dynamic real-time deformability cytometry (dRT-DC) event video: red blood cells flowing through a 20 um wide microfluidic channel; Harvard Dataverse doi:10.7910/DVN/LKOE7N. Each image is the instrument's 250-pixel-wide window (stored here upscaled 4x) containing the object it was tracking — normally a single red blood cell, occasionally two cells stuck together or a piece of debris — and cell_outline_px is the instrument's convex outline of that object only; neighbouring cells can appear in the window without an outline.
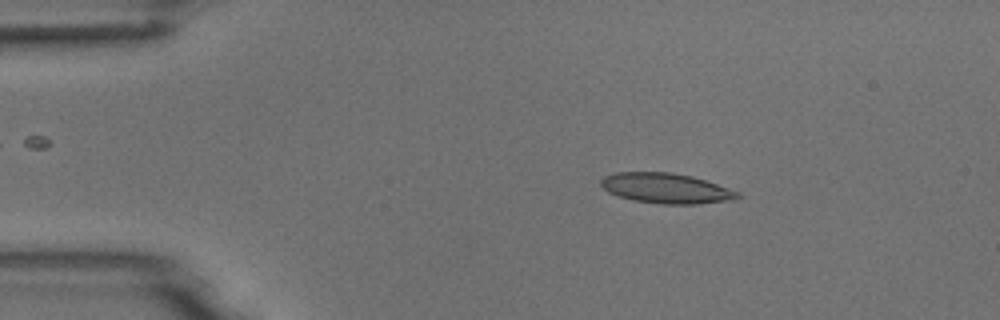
{"species": "common noctule bat (a hibernating species)", "species_latin": "Nyctalus noctula", "temperature_condition": "room temperature", "stored_images_in_passage": 5, "camera_frame_rate_fps": 3000, "um_per_image_px": 0.085, "animal": {"sex": "male", "body_mass_g": 18.8}, "frame": {"image": 1, "passage_image": 2, "time_ms": 1.333, "image_size_px": [1000, 320], "cell_outline_px": [[740, 196], [732, 200], [696, 204], [660, 204], [632, 200], [608, 192], [600, 184], [600, 180], [604, 176], [616, 172], [672, 172], [692, 176], [740, 192]], "centroid_in_image_um": [56.6, 16.0], "position_along_channel_um": 28.4, "area_um2": 23.99}}
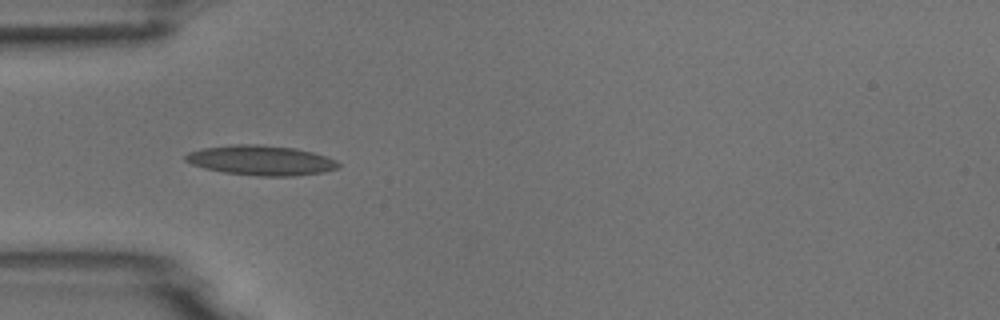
{"frame": {"image": 2, "passage_image": 4, "time_ms": 3.667, "image_size_px": [1000, 320], "cell_outline_px": [[340, 168], [324, 172], [296, 176], [256, 176], [224, 172], [192, 164], [184, 160], [184, 156], [188, 152], [204, 148], [232, 144], [260, 144], [296, 148], [312, 152], [336, 160], [340, 164]], "centroid_in_image_um": [22.21, 13.63], "position_along_channel_um": 62.8, "area_um2": 26.65}}